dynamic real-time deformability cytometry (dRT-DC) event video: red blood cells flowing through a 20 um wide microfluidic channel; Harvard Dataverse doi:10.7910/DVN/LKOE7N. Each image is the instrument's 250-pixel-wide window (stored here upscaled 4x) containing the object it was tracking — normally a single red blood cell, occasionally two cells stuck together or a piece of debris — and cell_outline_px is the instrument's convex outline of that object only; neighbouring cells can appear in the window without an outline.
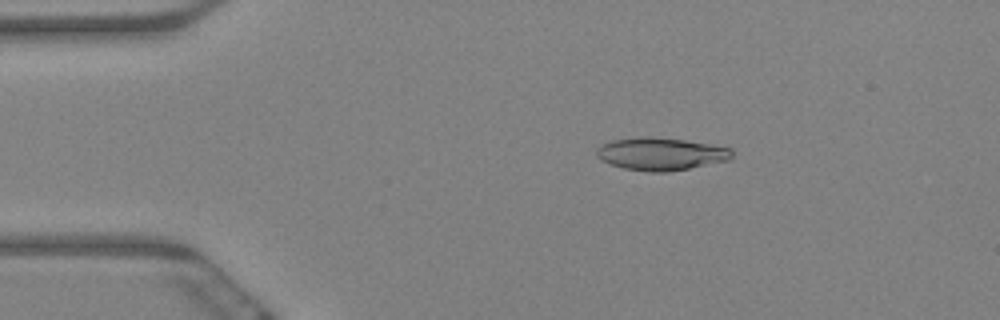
{"species": "Egyptian fruit bat (a non-hibernating species)", "species_latin": "Rousettus aegyptiacus", "temperature_condition": "warm", "stored_images_in_passage": 60, "camera_frame_rate_fps": 3000, "um_per_image_px": 0.085, "animal": {"sex": "female"}, "frame": {"image": 1, "passage_image": 11, "time_ms": 3.333, "image_size_px": [1000, 320], "cell_outline_px": [[732, 160], [668, 172], [648, 172], [624, 168], [600, 160], [596, 156], [596, 148], [612, 140], [636, 136], [644, 136], [684, 140], [712, 144], [732, 148]], "centroid_in_image_um": [56.19, 13.08], "position_along_channel_um": 28.8, "area_um2": 25.95}}
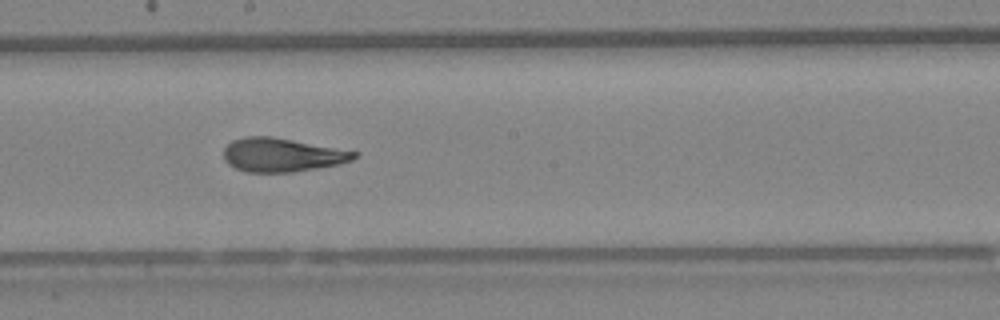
{"frame": {"image": 2, "passage_image": 33, "time_ms": 10.667, "image_size_px": [1000, 320], "cell_outline_px": [[360, 152], [352, 160], [336, 164], [292, 172], [244, 172], [228, 164], [224, 160], [224, 148], [232, 140], [244, 136], [272, 136]], "centroid_in_image_um": [23.93, 13.15], "position_along_channel_um": 224.3, "area_um2": 25.55}}
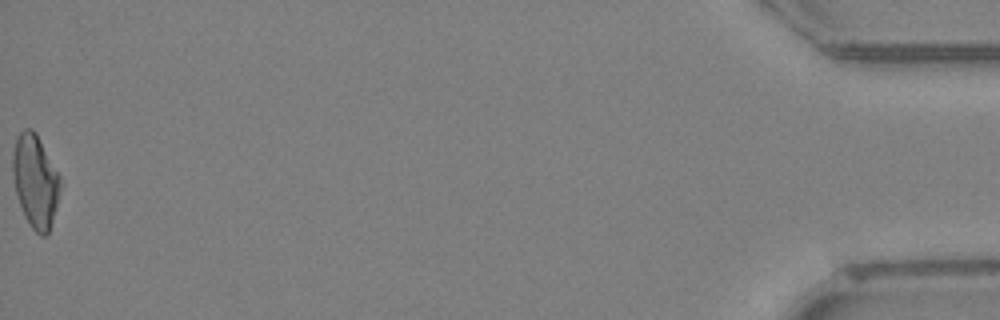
{"frame": {"image": 3, "passage_image": 60, "time_ms": 19.667, "image_size_px": [1000, 320], "cell_outline_px": [[60, 188], [56, 208], [48, 232], [44, 236], [40, 236], [32, 228], [24, 216], [16, 192], [12, 172], [12, 152], [16, 136], [24, 128], [32, 128], [36, 132], [60, 176]], "centroid_in_image_um": [2.98, 15.35], "position_along_channel_um": 432.2, "area_um2": 25.66}, "authors_computed_cell_mechanics": {"area_um2": 25.8366, "velocity_mm_per_s": 3.4472, "shape_relaxation_time_tau1_ms": 9.4979, "shape_relaxation_time_tau2_ms": 2.4081, "deformation_change_tau1": 0.2546, "deformation_change_tau2": 0.1098}}